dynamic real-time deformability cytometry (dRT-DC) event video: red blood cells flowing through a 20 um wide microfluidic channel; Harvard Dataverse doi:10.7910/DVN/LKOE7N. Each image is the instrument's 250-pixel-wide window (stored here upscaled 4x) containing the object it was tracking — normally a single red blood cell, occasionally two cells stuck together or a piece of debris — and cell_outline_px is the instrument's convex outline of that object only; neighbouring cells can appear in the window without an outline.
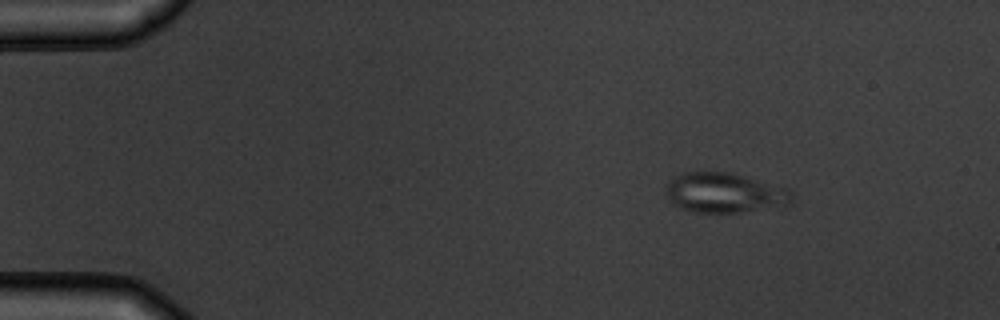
{"species": "common noctule bat (a hibernating species)", "species_latin": "Nyctalus noctula", "temperature_condition": "warm", "stored_images_in_passage": 4, "camera_frame_rate_fps": 3000, "um_per_image_px": 0.085, "animal": {"sex": "male", "body_mass_g": 19.5, "forearm_length_mm": 54.6}, "frame": {"image": 1, "passage_image": 2, "time_ms": 1.333, "image_size_px": [1000, 320], "cell_outline_px": [[792, 200], [788, 204], [740, 212], [688, 212], [672, 204], [668, 200], [668, 180], [684, 172], [728, 172], [744, 176], [788, 188], [792, 192]], "centroid_in_image_um": [61.55, 16.39], "position_along_channel_um": 23.4, "area_um2": 29.02}}